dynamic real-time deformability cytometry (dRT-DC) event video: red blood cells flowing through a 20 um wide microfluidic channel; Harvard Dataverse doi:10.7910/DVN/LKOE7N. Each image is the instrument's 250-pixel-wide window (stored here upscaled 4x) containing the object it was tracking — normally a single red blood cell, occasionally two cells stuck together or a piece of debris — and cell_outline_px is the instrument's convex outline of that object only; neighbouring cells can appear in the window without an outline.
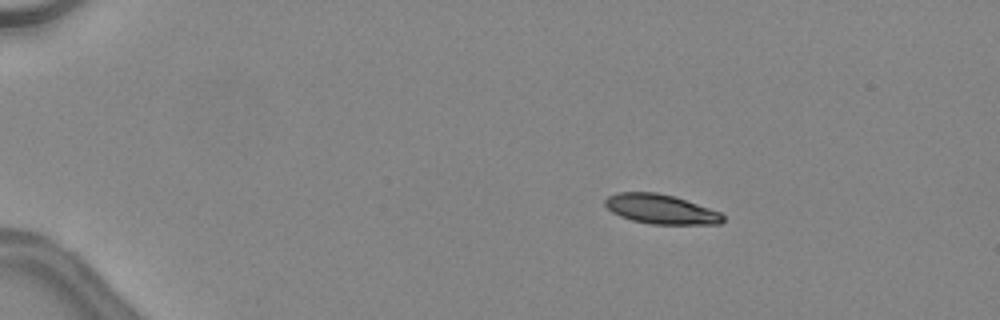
{"species": "common noctule bat (a hibernating species)", "species_latin": "Nyctalus noctula", "temperature_condition": "warm", "stored_images_in_passage": 39, "camera_frame_rate_fps": 3000, "um_per_image_px": 0.085, "animal": {"sex": "female", "body_mass_g": 24.6, "forearm_length_mm": 56.2}, "frame": {"image": 1, "passage_image": 1, "time_ms": 0.0, "image_size_px": [1000, 320], "cell_outline_px": [[724, 220], [720, 224], [648, 224], [632, 220], [620, 216], [612, 212], [604, 204], [604, 200], [608, 196], [616, 192], [656, 192], [676, 196], [720, 212], [724, 216]], "centroid_in_image_um": [56.16, 17.77], "position_along_channel_um": 28.8, "area_um2": 20.4}}
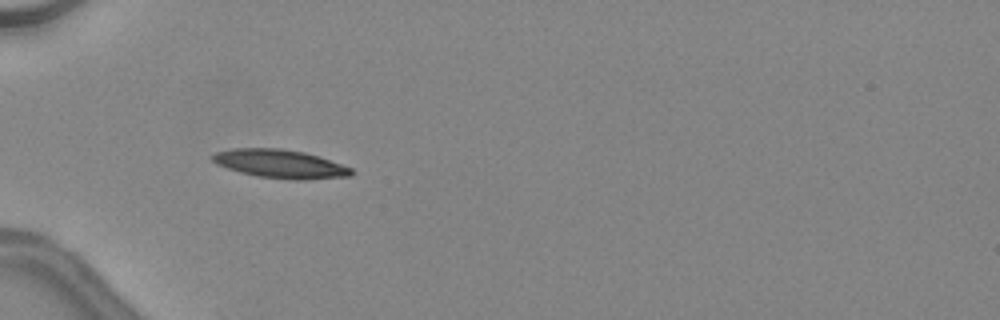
{"frame": {"image": 2, "passage_image": 9, "time_ms": 2.667, "image_size_px": [1000, 320], "cell_outline_px": [[352, 176], [304, 180], [292, 180], [256, 176], [240, 172], [216, 164], [212, 160], [212, 156], [216, 152], [232, 148], [280, 148], [304, 152], [352, 168]], "centroid_in_image_um": [23.79, 13.93], "position_along_channel_um": 61.2, "area_um2": 22.95}}
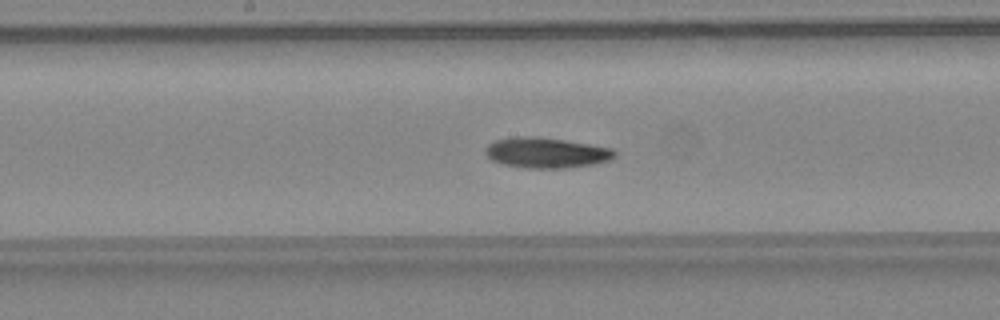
{"frame": {"image": 3, "passage_image": 19, "time_ms": 6.0, "image_size_px": [1000, 320], "cell_outline_px": [[616, 156], [608, 160], [596, 164], [564, 168], [524, 168], [504, 164], [492, 160], [484, 152], [484, 148], [488, 144], [496, 140], [512, 136], [536, 136], [564, 140], [612, 148], [616, 152]], "centroid_in_image_um": [46.41, 12.98], "position_along_channel_um": 201.8, "area_um2": 23.0}, "authors_computed_cell_mechanics": {"area_um2": 21.675, "velocity_mm_per_s": 4.5333, "shape_relaxation_time_tau1_ms": 6.7297, "shape_relaxation_time_tau2_ms": 7.0402, "deformation_change_tau1": 0.2248, "deformation_change_tau2": 0.1704}}